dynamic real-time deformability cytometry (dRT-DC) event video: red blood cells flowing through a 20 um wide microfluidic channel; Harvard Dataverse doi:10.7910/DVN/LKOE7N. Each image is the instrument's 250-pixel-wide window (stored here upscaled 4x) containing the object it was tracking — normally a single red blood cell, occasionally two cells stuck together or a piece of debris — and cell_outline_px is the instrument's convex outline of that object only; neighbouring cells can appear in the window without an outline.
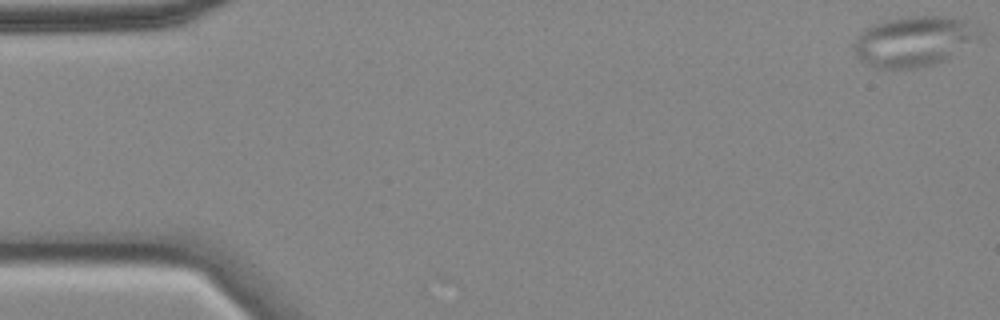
{"species": "common noctule bat (a hibernating species)", "species_latin": "Nyctalus noctula", "temperature_condition": "cold", "stored_images_in_passage": 5, "camera_frame_rate_fps": 3000, "um_per_image_px": 0.085, "animal": {"sex": "female", "body_mass_g": 18.4}, "frame": {"image": 1, "passage_image": 1, "time_ms": 0.0, "image_size_px": [1000, 320], "cell_outline_px": [[984, 36], [944, 60], [932, 64], [916, 68], [876, 68], [864, 64], [860, 60], [852, 48], [852, 44], [860, 32], [876, 24], [888, 20], [908, 16], [944, 16], [964, 20], [984, 28]], "centroid_in_image_um": [77.72, 3.5], "position_along_channel_um": 7.3, "area_um2": 36.99}}